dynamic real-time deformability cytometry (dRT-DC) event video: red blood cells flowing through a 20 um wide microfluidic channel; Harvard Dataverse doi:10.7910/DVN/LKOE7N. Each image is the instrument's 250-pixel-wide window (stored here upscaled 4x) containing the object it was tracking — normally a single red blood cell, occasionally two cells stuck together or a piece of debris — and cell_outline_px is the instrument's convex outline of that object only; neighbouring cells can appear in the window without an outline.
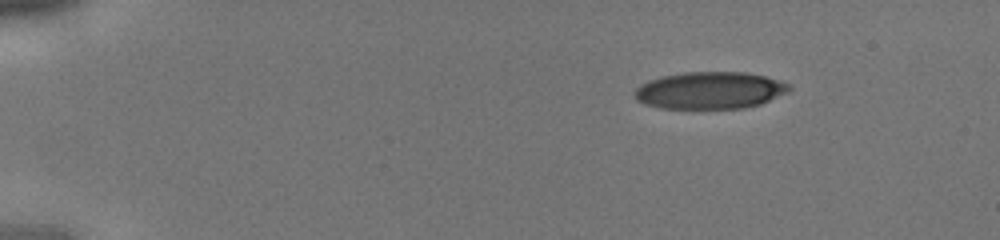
{"species": "human", "species_latin": "Homo sapiens", "temperature_condition": "cold", "stored_images_in_passage": 21, "camera_frame_rate_fps": 3000, "um_per_image_px": 0.085, "donor": {"sex": "male"}, "frame": {"image": 1, "passage_image": 1, "time_ms": 0.0, "image_size_px": [1000, 240], "cell_outline_px": [[792, 88], [760, 104], [744, 108], [660, 108], [644, 104], [636, 100], [636, 88], [640, 84], [648, 80], [660, 76], [684, 72], [744, 72], [764, 76], [780, 80], [788, 84]], "centroid_in_image_um": [60.29, 7.67], "position_along_channel_um": 24.7, "area_um2": 33.18}}
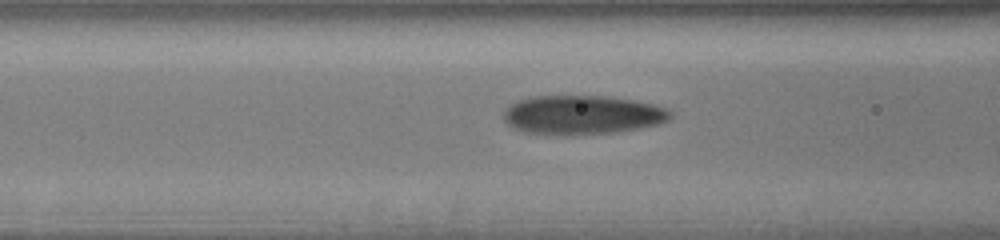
{"frame": {"image": 2, "passage_image": 12, "time_ms": 3.667, "image_size_px": [1000, 240], "cell_outline_px": [[672, 116], [668, 120], [660, 124], [640, 128], [616, 132], [572, 136], [524, 132], [508, 124], [504, 120], [504, 108], [508, 104], [516, 100], [532, 96], [612, 96], [652, 104], [668, 108], [672, 112]], "centroid_in_image_um": [49.49, 9.77], "position_along_channel_um": 117.1, "area_um2": 38.49}}
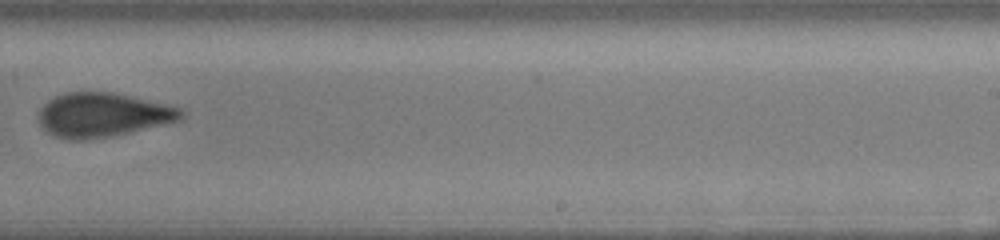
{"frame": {"image": 3, "passage_image": 21, "time_ms": 6.667, "image_size_px": [1000, 240], "cell_outline_px": [[184, 116], [180, 120], [164, 124], [112, 136], [84, 140], [68, 140], [56, 136], [48, 132], [40, 124], [40, 108], [48, 100], [64, 92], [112, 92], [184, 108]], "centroid_in_image_um": [8.75, 9.76], "position_along_channel_um": 280.3, "area_um2": 36.53}}